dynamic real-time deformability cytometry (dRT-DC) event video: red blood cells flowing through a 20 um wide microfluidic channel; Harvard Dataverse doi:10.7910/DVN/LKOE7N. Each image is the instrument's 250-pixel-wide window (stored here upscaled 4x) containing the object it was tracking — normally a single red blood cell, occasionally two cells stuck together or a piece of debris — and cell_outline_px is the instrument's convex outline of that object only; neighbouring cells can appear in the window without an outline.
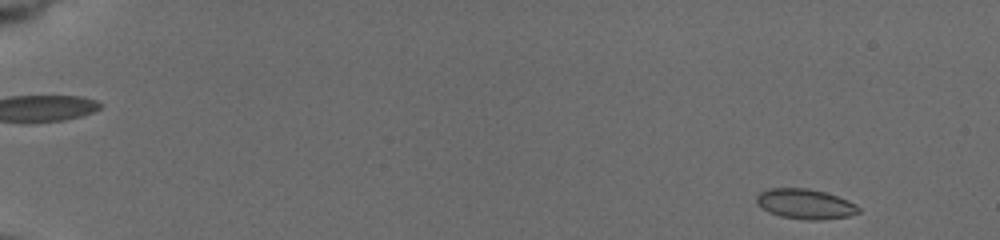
{"species": "common noctule bat (a hibernating species)", "species_latin": "Nyctalus noctula", "temperature_condition": "cold", "stored_images_in_passage": 39, "camera_frame_rate_fps": 3000, "um_per_image_px": 0.085, "animal": {"sex": "female", "body_mass_g": 19.5, "forearm_length_mm": 54.1}, "frame": {"image": 1, "passage_image": 2, "time_ms": 0.333, "image_size_px": [1000, 240], "cell_outline_px": [[860, 212], [848, 216], [820, 220], [808, 220], [780, 216], [768, 212], [756, 204], [756, 196], [760, 192], [768, 188], [808, 188], [824, 192], [848, 200], [856, 204], [860, 208]], "centroid_in_image_um": [68.42, 17.33], "position_along_channel_um": 16.6, "area_um2": 17.92}}
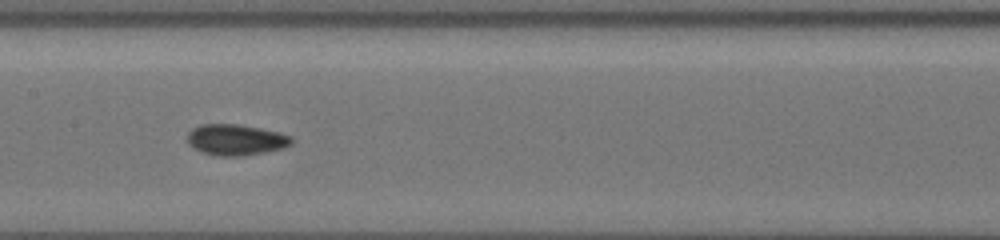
{"frame": {"image": 2, "passage_image": 23, "time_ms": 9.0, "image_size_px": [1000, 240], "cell_outline_px": [[292, 144], [284, 148], [244, 156], [216, 156], [200, 152], [192, 148], [188, 144], [188, 132], [192, 128], [200, 124], [236, 124], [260, 128], [280, 132], [292, 136]], "centroid_in_image_um": [20.03, 11.89], "position_along_channel_um": 187.4, "area_um2": 19.07}}
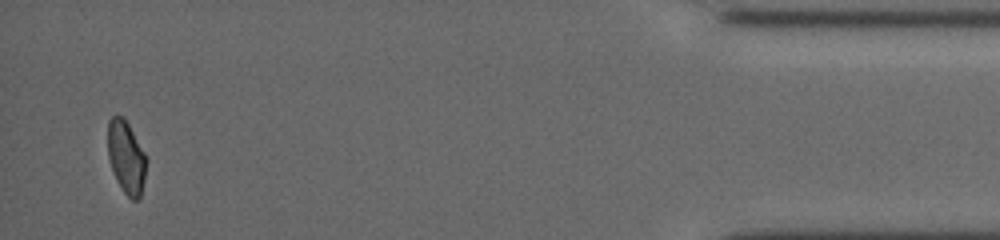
{"frame": {"image": 3, "passage_image": 39, "time_ms": 17.0, "image_size_px": [1000, 240], "cell_outline_px": [[148, 160], [144, 180], [140, 196], [136, 200], [132, 200], [124, 192], [116, 180], [108, 156], [108, 120], [112, 116], [124, 116], [144, 152]], "centroid_in_image_um": [10.74, 13.35], "position_along_channel_um": 424.5, "area_um2": 16.3}, "authors_computed_cell_mechanics": {"area_um2": 17.8602, "velocity_mm_per_s": 3.7821, "shape_relaxation_time_tau1_ms": null, "shape_relaxation_time_tau2_ms": 2.8285, "deformation_change_tau1": null, "deformation_change_tau2": 0.0609}}